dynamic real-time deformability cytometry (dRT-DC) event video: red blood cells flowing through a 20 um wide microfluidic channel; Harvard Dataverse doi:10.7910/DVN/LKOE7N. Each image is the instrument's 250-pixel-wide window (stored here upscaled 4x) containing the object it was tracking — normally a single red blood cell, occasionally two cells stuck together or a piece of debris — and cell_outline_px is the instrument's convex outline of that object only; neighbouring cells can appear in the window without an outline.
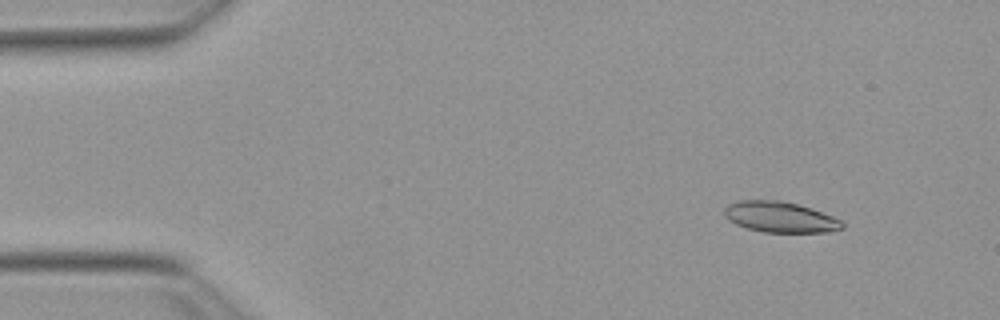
{"species": "Egyptian fruit bat (a non-hibernating species)", "species_latin": "Rousettus aegyptiacus", "temperature_condition": "warm", "stored_images_in_passage": 25, "camera_frame_rate_fps": 3000, "um_per_image_px": 0.085, "animal": {"sex": "female"}, "frame": {"image": 1, "passage_image": 1, "time_ms": 0.0, "image_size_px": [1000, 320], "cell_outline_px": [[844, 228], [824, 232], [764, 232], [748, 228], [736, 224], [728, 220], [724, 216], [724, 208], [728, 204], [736, 200], [780, 200], [796, 204], [832, 216], [840, 220], [844, 224]], "centroid_in_image_um": [66.25, 18.44], "position_along_channel_um": 18.8, "area_um2": 20.92}}
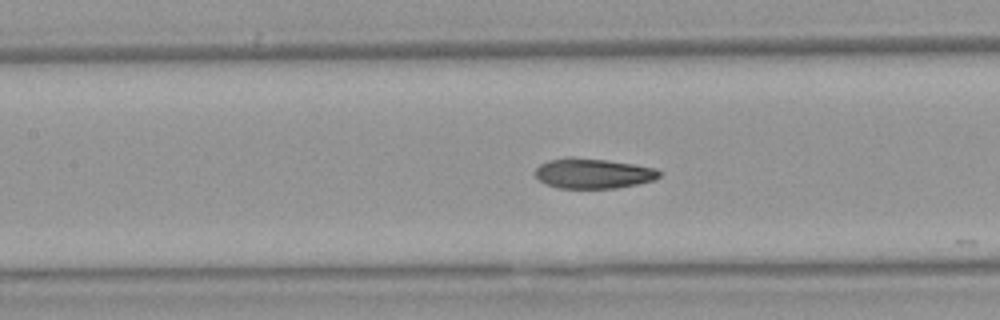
{"frame": {"image": 2, "passage_image": 19, "time_ms": 6.0, "image_size_px": [1000, 320], "cell_outline_px": [[660, 176], [656, 180], [616, 188], [560, 188], [548, 184], [540, 180], [536, 176], [536, 168], [540, 164], [548, 160], [564, 156], [572, 156], [604, 160], [632, 164], [656, 168], [660, 172]], "centroid_in_image_um": [50.41, 14.73], "position_along_channel_um": 157.0, "area_um2": 21.73}}
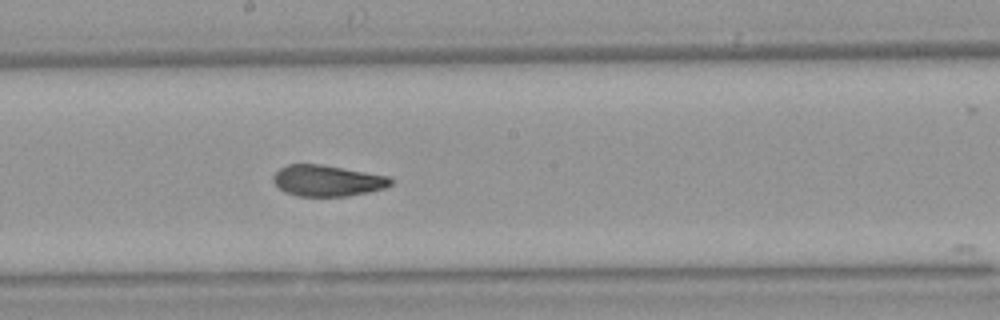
{"frame": {"image": 3, "passage_image": 24, "time_ms": 7.667, "image_size_px": [1000, 320], "cell_outline_px": [[392, 184], [384, 188], [368, 192], [348, 196], [296, 196], [284, 192], [272, 180], [272, 176], [280, 168], [288, 164], [320, 164], [388, 176], [392, 180]], "centroid_in_image_um": [27.79, 15.36], "position_along_channel_um": 220.4, "area_um2": 21.21}}